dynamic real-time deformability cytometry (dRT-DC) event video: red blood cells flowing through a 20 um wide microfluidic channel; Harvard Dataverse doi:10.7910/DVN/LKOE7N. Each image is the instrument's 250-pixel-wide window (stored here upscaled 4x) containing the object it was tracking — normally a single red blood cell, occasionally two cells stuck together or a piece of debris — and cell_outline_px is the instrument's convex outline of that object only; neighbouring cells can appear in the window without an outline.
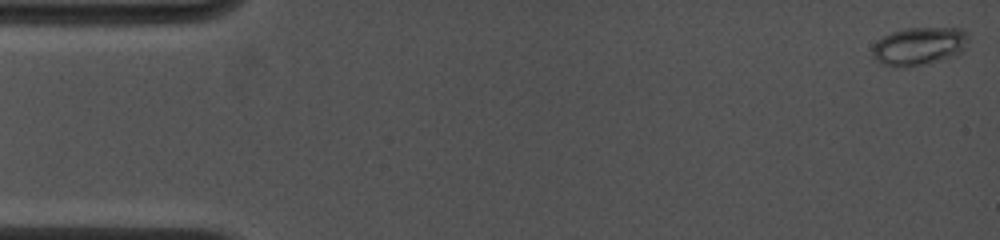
{"species": "common noctule bat (a hibernating species)", "species_latin": "Nyctalus noctula", "temperature_condition": "cold", "stored_images_in_passage": 7, "camera_frame_rate_fps": 4500, "um_per_image_px": 0.085, "animal": {"sex": "female", "body_mass_g": 19.0, "forearm_length_mm": 53.3}, "frame": {"image": 1, "passage_image": 1, "time_ms": 0.0, "image_size_px": [1000, 240], "cell_outline_px": [[968, 40], [964, 52], [956, 56], [904, 68], [900, 68], [880, 64], [872, 56], [872, 44], [876, 40], [892, 32], [904, 28], [960, 28], [968, 32]], "centroid_in_image_um": [78.12, 3.92], "position_along_channel_um": 6.9, "area_um2": 21.68}}
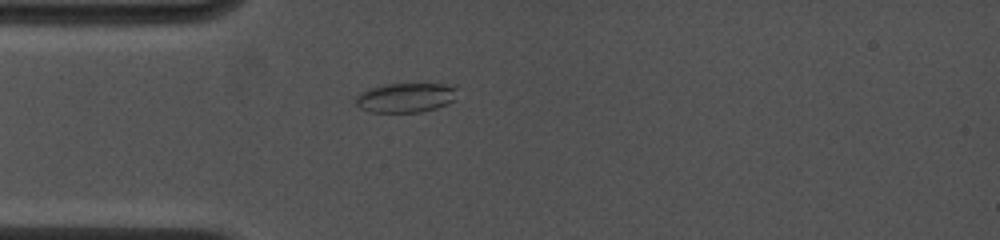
{"frame": {"image": 2, "passage_image": 7, "time_ms": 4.222, "image_size_px": [1000, 240], "cell_outline_px": [[456, 88], [452, 100], [448, 104], [436, 108], [420, 112], [368, 112], [360, 108], [352, 100], [360, 92], [368, 88], [384, 84], [456, 84]], "centroid_in_image_um": [34.42, 8.29], "position_along_channel_um": 50.6, "area_um2": 17.63}}